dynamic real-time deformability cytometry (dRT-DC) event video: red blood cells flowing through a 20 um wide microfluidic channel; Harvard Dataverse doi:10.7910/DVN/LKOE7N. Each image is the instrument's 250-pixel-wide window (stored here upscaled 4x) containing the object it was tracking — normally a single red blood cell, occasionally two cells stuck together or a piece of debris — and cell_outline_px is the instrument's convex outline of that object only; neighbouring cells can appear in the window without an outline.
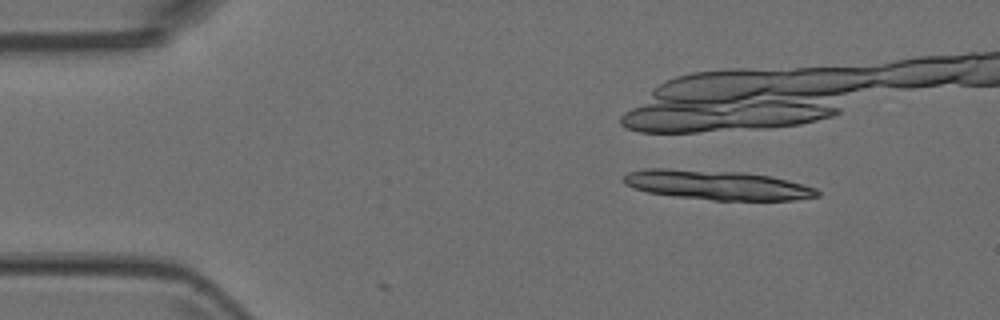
{"species": "Egyptian fruit bat (a non-hibernating species)", "species_latin": "Rousettus aegyptiacus", "temperature_condition": "room temperature", "stored_images_in_passage": 4, "camera_frame_rate_fps": 3000, "um_per_image_px": 0.085, "animal": {"sex": "female"}, "frame": {"image": 1, "passage_image": 2, "time_ms": 0.333, "image_size_px": [1000, 320], "cell_outline_px": [[820, 196], [792, 200], [712, 200], [676, 196], [648, 192], [624, 184], [624, 176], [628, 172], [644, 168], [668, 168], [744, 172], [772, 176], [804, 184], [816, 188], [820, 192]], "centroid_in_image_um": [60.98, 15.71], "position_along_channel_um": 24.0, "area_um2": 33.41}}